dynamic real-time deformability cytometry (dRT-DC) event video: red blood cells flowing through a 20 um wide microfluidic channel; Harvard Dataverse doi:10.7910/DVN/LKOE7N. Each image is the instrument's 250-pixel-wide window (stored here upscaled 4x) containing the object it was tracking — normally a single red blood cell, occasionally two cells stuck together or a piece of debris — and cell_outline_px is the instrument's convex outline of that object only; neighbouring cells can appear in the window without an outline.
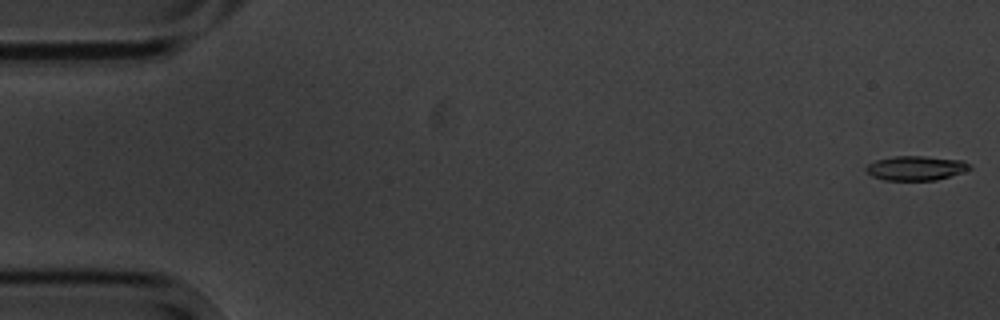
{"species": "common noctule bat (a hibernating species)", "species_latin": "Nyctalus noctula", "temperature_condition": "cold", "stored_images_in_passage": 5, "camera_frame_rate_fps": 3000, "um_per_image_px": 0.085, "animal": {"sex": "male", "body_mass_g": 20.1, "forearm_length_mm": 53.5}, "frame": {"image": 1, "passage_image": 1, "time_ms": 0.0, "image_size_px": [1000, 320], "cell_outline_px": [[972, 168], [964, 172], [936, 180], [884, 180], [872, 176], [864, 168], [868, 164], [876, 160], [892, 156], [920, 156], [964, 160]], "centroid_in_image_um": [77.85, 14.29], "position_along_channel_um": 7.2, "area_um2": 14.74}}
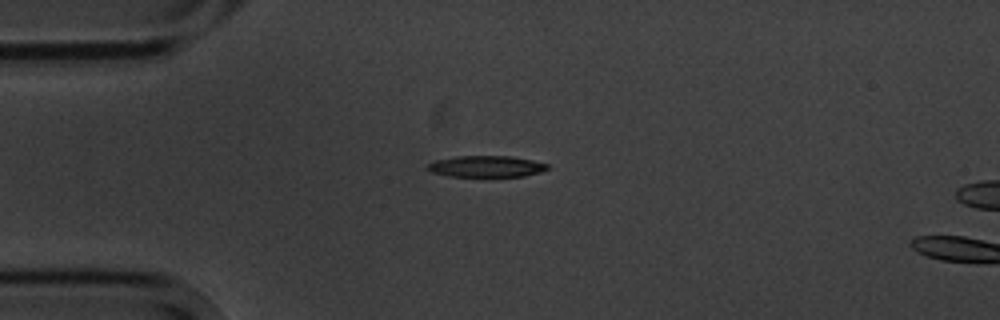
{"frame": {"image": 2, "passage_image": 4, "time_ms": 4.333, "image_size_px": [1000, 320], "cell_outline_px": [[548, 168], [540, 172], [524, 176], [448, 176], [432, 172], [424, 168], [428, 164], [436, 160], [456, 156], [512, 156], [532, 160], [548, 164]], "centroid_in_image_um": [41.31, 14.14], "position_along_channel_um": 43.7, "area_um2": 14.85}}